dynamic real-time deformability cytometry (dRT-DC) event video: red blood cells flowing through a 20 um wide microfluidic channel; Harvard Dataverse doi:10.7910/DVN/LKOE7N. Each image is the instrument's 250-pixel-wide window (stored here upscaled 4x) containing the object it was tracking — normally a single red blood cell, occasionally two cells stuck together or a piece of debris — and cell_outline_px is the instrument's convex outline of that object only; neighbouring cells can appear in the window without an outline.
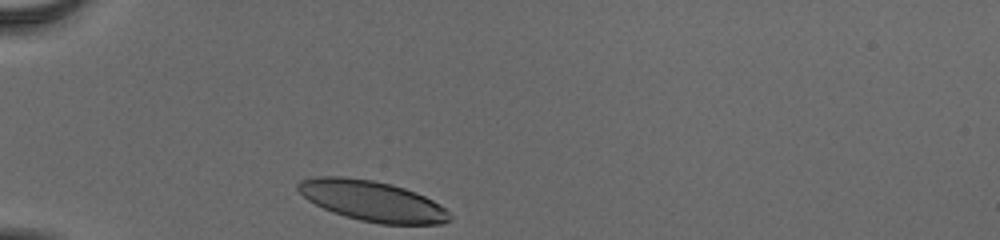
{"species": "human", "species_latin": "Homo sapiens", "temperature_condition": "cold", "stored_images_in_passage": 30, "camera_frame_rate_fps": 3000, "um_per_image_px": 0.085, "donor": {"sex": "male"}, "frame": {"image": 1, "passage_image": 1, "time_ms": 0.0, "image_size_px": [1000, 240], "cell_outline_px": [[452, 220], [444, 224], [380, 224], [360, 220], [344, 216], [332, 212], [308, 200], [296, 188], [296, 184], [300, 180], [316, 176], [344, 176], [372, 180], [392, 184], [416, 192], [440, 204], [452, 216]], "centroid_in_image_um": [31.65, 17.08], "position_along_channel_um": 53.4, "area_um2": 35.89}}
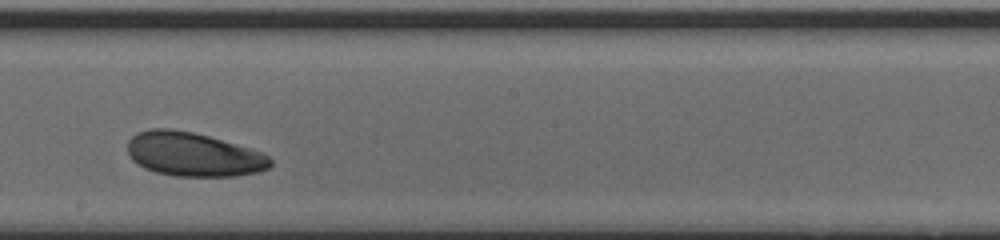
{"frame": {"image": 2, "passage_image": 17, "time_ms": 5.333, "image_size_px": [1000, 240], "cell_outline_px": [[272, 164], [268, 168], [260, 172], [236, 176], [176, 176], [156, 172], [144, 168], [132, 160], [128, 152], [128, 140], [136, 132], [152, 128], [172, 128], [192, 132], [208, 136], [264, 152], [272, 160]], "centroid_in_image_um": [16.44, 13.12], "position_along_channel_um": 231.8, "area_um2": 36.76}}
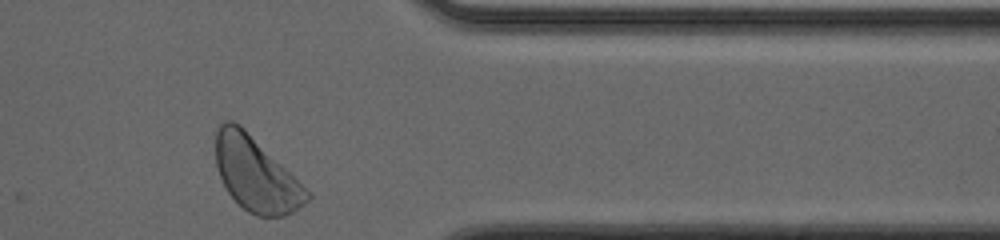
{"frame": {"image": 3, "passage_image": 30, "time_ms": 9.667, "image_size_px": [1000, 240], "cell_outline_px": [[312, 196], [304, 204], [292, 212], [284, 216], [256, 216], [248, 212], [228, 192], [220, 176], [216, 164], [216, 124], [224, 120], [232, 120], [240, 124]], "centroid_in_image_um": [21.69, 14.79], "position_along_channel_um": 389.7, "area_um2": 38.49}, "authors_computed_cell_mechanics": {"area_um2": 36.8186, "velocity_mm_per_s": 3.8231, "shape_relaxation_time_tau1_ms": 2.7799, "shape_relaxation_time_tau2_ms": null, "deformation_change_tau1": 0.0917, "deformation_change_tau2": null}}